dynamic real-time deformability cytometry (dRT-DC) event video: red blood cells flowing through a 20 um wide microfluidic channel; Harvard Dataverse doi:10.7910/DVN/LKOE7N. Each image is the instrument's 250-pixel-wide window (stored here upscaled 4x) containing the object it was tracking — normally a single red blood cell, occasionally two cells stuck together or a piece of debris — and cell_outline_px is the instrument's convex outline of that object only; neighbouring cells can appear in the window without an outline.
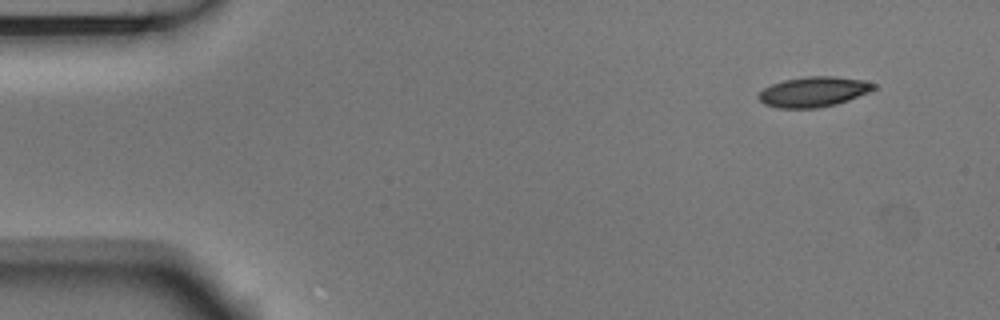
{"species": "Egyptian fruit bat (a non-hibernating species)", "species_latin": "Rousettus aegyptiacus", "temperature_condition": "room temperature", "stored_images_in_passage": 3, "camera_frame_rate_fps": 3000, "um_per_image_px": 0.085, "animal": {"sex": "male"}, "frame": {"image": 1, "passage_image": 1, "time_ms": 0.0, "image_size_px": [1000, 320], "cell_outline_px": [[876, 88], [868, 92], [848, 100], [836, 104], [816, 108], [780, 108], [764, 104], [756, 96], [764, 88], [772, 84], [784, 80], [804, 76], [832, 76], [864, 80], [876, 84]], "centroid_in_image_um": [69.14, 7.79], "position_along_channel_um": 15.9, "area_um2": 20.17}}